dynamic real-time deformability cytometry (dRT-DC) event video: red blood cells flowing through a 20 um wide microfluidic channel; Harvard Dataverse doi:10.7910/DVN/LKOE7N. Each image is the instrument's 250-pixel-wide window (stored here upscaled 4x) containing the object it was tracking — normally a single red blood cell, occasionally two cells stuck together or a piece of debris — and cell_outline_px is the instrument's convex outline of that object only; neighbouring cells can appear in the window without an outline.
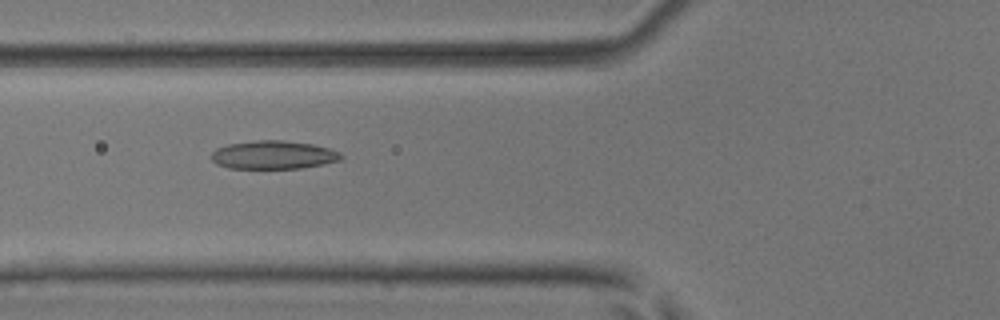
{"species": "common noctule bat (a hibernating species)", "species_latin": "Nyctalus noctula", "temperature_condition": "room temperature", "stored_images_in_passage": 48, "camera_frame_rate_fps": 3000, "um_per_image_px": 0.085, "animal": {"sex": "male", "body_mass_g": 17.9, "forearm_length_mm": 54.2}, "frame": {"image": 1, "passage_image": 15, "time_ms": 4.667, "image_size_px": [1000, 320], "cell_outline_px": [[344, 156], [340, 160], [300, 168], [228, 168], [216, 164], [212, 160], [212, 152], [216, 148], [228, 144], [256, 140], [284, 140], [312, 144], [328, 148], [340, 152]], "centroid_in_image_um": [23.22, 13.16], "position_along_channel_um": 102.6, "area_um2": 21.33}}
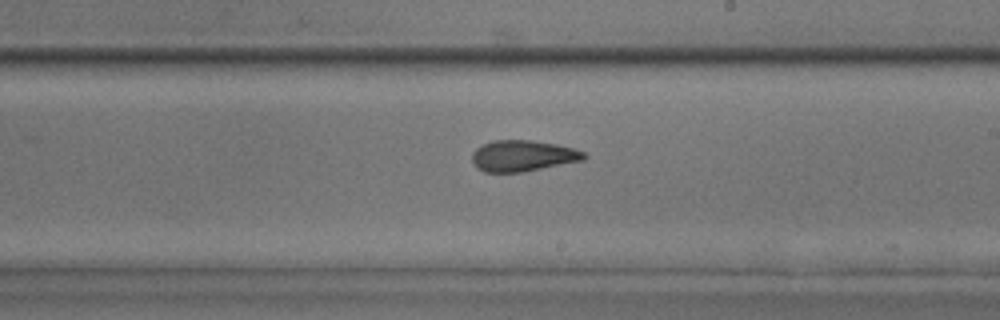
{"frame": {"image": 2, "passage_image": 26, "time_ms": 8.333, "image_size_px": [1000, 320], "cell_outline_px": [[588, 156], [584, 160], [524, 172], [484, 172], [476, 168], [472, 160], [472, 152], [476, 148], [492, 140], [532, 140], [556, 144], [572, 148], [584, 152]], "centroid_in_image_um": [44.43, 13.25], "position_along_channel_um": 244.6, "area_um2": 20.4}}
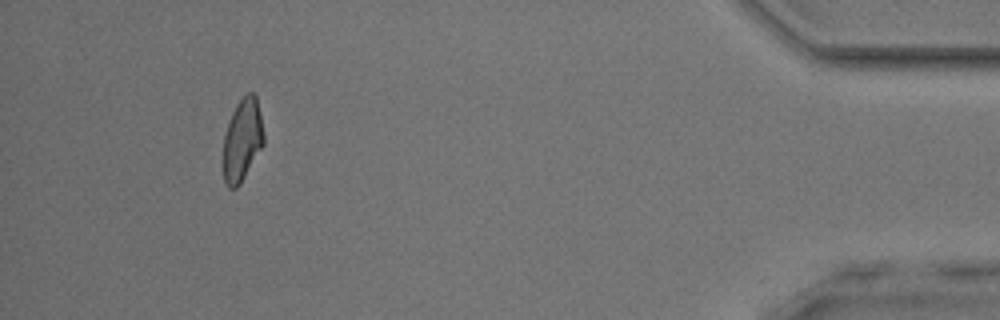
{"frame": {"image": 3, "passage_image": 44, "time_ms": 14.333, "image_size_px": [1000, 320], "cell_outline_px": [[264, 144], [240, 184], [236, 188], [228, 188], [224, 180], [220, 160], [224, 136], [232, 112], [236, 104], [248, 92], [252, 92], [256, 96], [264, 132]], "centroid_in_image_um": [20.55, 11.95], "position_along_channel_um": 414.6, "area_um2": 19.88}, "authors_computed_cell_mechanics": {"area_um2": 20.6057, "velocity_mm_per_s": 3.8844, "shape_relaxation_time_tau1_ms": 8.4069, "shape_relaxation_time_tau2_ms": 2.5638, "deformation_change_tau1": 0.1806, "deformation_change_tau2": 0.1103}}